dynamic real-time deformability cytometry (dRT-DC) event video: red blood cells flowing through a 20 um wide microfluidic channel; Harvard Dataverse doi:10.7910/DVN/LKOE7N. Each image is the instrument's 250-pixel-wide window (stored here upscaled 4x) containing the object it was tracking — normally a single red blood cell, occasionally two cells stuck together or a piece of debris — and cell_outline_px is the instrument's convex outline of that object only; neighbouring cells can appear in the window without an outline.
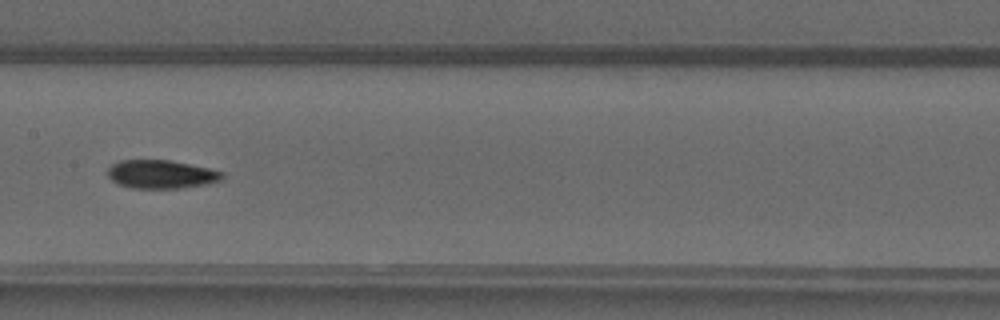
{"species": "common noctule bat (a hibernating species)", "species_latin": "Nyctalus noctula", "temperature_condition": "warm", "stored_images_in_passage": 38, "camera_frame_rate_fps": 3000, "um_per_image_px": 0.085, "animal": {"sex": "male", "forearm_length_mm": 52.5}, "frame": {"image": 1, "passage_image": 13, "time_ms": 4.0, "image_size_px": [1000, 320], "cell_outline_px": [[224, 176], [220, 180], [204, 184], [184, 188], [132, 188], [120, 184], [112, 180], [108, 176], [108, 168], [112, 164], [120, 160], [168, 160], [208, 168], [224, 172]], "centroid_in_image_um": [13.69, 14.81], "position_along_channel_um": 193.7, "area_um2": 18.79}}
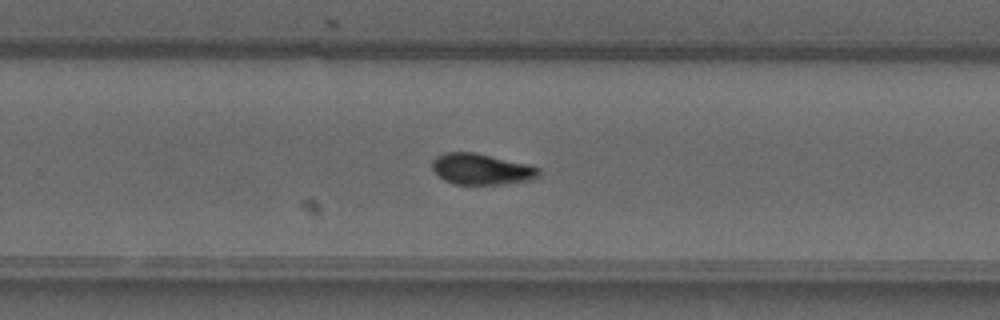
{"frame": {"image": 2, "passage_image": 20, "time_ms": 6.333, "image_size_px": [1000, 320], "cell_outline_px": [[540, 176], [532, 180], [500, 184], [452, 184], [444, 180], [432, 168], [432, 160], [436, 156], [444, 152], [472, 152], [532, 164], [540, 168]], "centroid_in_image_um": [40.96, 14.37], "position_along_channel_um": 288.8, "area_um2": 19.48}}
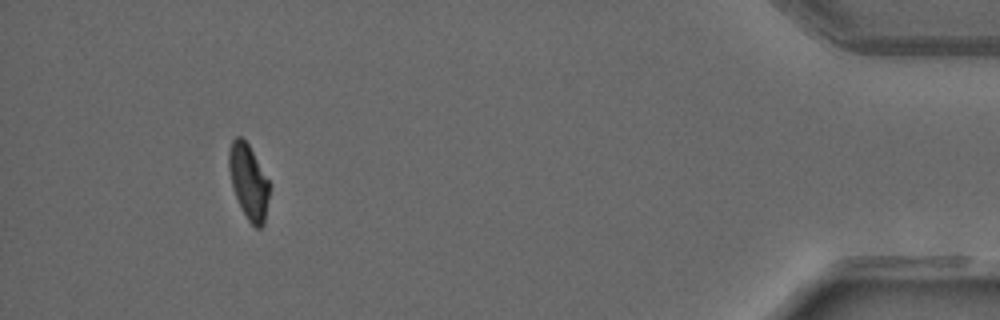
{"frame": {"image": 3, "passage_image": 34, "time_ms": 11.0, "image_size_px": [1000, 320], "cell_outline_px": [[268, 196], [264, 224], [260, 228], [256, 228], [248, 220], [236, 196], [232, 184], [228, 168], [228, 152], [232, 140], [236, 136], [240, 136], [248, 144], [268, 180]], "centroid_in_image_um": [21.1, 15.42], "position_along_channel_um": 414.1, "area_um2": 17.11}, "authors_computed_cell_mechanics": {"area_um2": 19.0162, "velocity_mm_per_s": 4.1094, "shape_relaxation_time_tau1_ms": 8.8167, "shape_relaxation_time_tau2_ms": 2.4036, "deformation_change_tau1": 0.2496, "deformation_change_tau2": 0.0686}}